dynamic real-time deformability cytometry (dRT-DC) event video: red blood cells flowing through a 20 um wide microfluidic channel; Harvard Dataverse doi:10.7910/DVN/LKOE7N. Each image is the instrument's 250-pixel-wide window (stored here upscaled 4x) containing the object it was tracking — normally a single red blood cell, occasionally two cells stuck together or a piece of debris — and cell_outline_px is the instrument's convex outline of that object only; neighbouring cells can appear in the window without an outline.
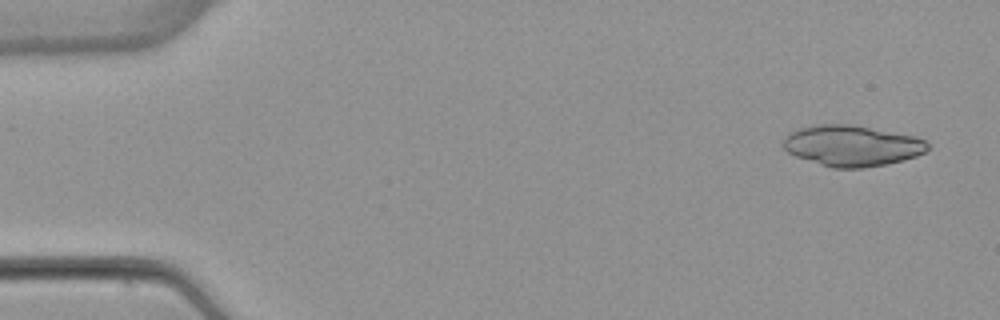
{"species": "common noctule bat (a hibernating species)", "species_latin": "Nyctalus noctula", "temperature_condition": "warm", "stored_images_in_passage": 18, "camera_frame_rate_fps": 3000, "um_per_image_px": 0.085, "animal": {"sex": "female", "body_mass_g": 22.7, "forearm_length_mm": 54.2}, "frame": {"image": 1, "passage_image": 3, "time_ms": 0.667, "image_size_px": [1000, 320], "cell_outline_px": [[928, 148], [924, 152], [916, 156], [904, 160], [864, 168], [832, 168], [796, 156], [788, 152], [784, 148], [784, 136], [788, 132], [800, 128], [816, 124], [852, 124], [916, 136], [924, 140], [928, 144]], "centroid_in_image_um": [72.41, 12.37], "position_along_channel_um": 12.6, "area_um2": 34.39}}